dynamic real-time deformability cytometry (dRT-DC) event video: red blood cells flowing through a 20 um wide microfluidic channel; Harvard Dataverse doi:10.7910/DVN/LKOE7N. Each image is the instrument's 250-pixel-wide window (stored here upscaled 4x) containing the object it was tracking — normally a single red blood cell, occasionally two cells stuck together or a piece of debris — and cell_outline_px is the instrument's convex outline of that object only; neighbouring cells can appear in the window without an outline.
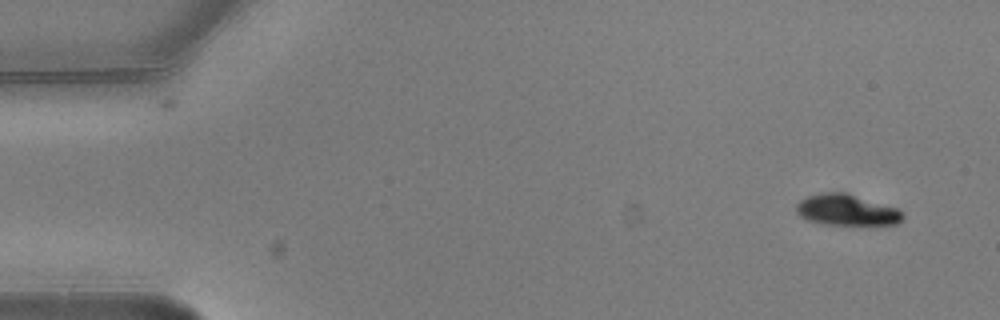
{"species": "common noctule bat (a hibernating species)", "species_latin": "Nyctalus noctula", "temperature_condition": "warm", "stored_images_in_passage": 5, "camera_frame_rate_fps": 3000, "um_per_image_px": 0.085, "animal": {"sex": "male", "body_mass_g": 20.5, "forearm_length_mm": 52.5}, "frame": {"image": 1, "passage_image": 1, "time_ms": 0.0, "image_size_px": [1000, 320], "cell_outline_px": [[904, 220], [896, 224], [872, 228], [820, 224], [808, 220], [800, 216], [796, 212], [796, 204], [800, 200], [808, 196], [824, 192], [848, 192], [896, 208], [904, 216]], "centroid_in_image_um": [72.02, 17.91], "position_along_channel_um": 13.0, "area_um2": 20.35}}